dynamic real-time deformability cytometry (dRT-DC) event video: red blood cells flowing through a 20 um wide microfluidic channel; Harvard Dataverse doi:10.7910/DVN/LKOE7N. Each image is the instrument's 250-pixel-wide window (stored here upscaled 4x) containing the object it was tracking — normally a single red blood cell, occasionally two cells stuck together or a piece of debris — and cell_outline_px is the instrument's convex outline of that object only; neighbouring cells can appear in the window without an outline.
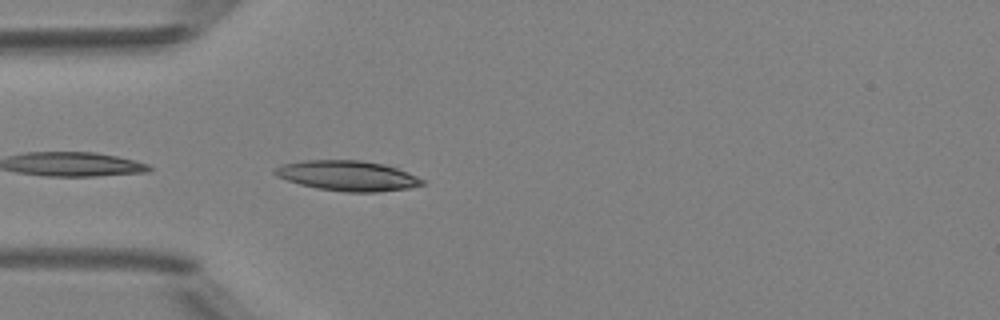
{"species": "Egyptian fruit bat (a non-hibernating species)", "species_latin": "Rousettus aegyptiacus", "temperature_condition": "room temperature", "stored_images_in_passage": 3, "camera_frame_rate_fps": 3000, "um_per_image_px": 0.085, "animal": {"sex": "female"}, "frame": {"image": 1, "passage_image": 3, "time_ms": 3.333, "image_size_px": [1000, 320], "cell_outline_px": [[424, 184], [408, 188], [376, 192], [344, 192], [316, 188], [300, 184], [276, 176], [272, 172], [272, 168], [284, 164], [304, 160], [360, 160], [384, 164], [408, 172], [424, 180]], "centroid_in_image_um": [29.52, 14.93], "position_along_channel_um": 55.5, "area_um2": 25.89}}